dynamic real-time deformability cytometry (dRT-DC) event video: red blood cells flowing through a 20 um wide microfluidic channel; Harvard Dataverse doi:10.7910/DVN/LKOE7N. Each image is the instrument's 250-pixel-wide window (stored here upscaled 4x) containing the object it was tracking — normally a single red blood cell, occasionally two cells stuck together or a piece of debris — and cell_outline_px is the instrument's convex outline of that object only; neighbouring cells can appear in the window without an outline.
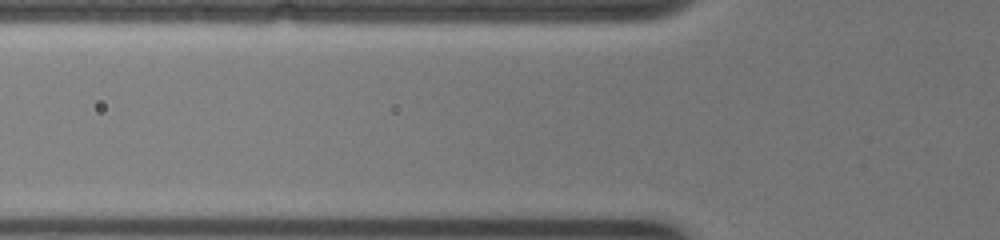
{"species": "common noctule bat (a hibernating species)", "species_latin": "Nyctalus noctula", "temperature_condition": "warm", "stored_images_in_passage": 3, "camera_frame_rate_fps": 3000, "um_per_image_px": 0.085, "animal": {"sex": "female", "body_mass_g": 19.0, "forearm_length_mm": 51.5}, "frame": {"image": 1, "passage_image": 3, "time_ms": 0.667, "image_size_px": [1000, 240], "cell_outline_px": [[652, 192], [532, 192], [520, 188], [520, 184], [528, 180], [632, 180], [648, 184]], "centroid_in_image_um": [49.73, 15.82], "position_along_channel_um": 76.1, "area_um2": 10.69}}